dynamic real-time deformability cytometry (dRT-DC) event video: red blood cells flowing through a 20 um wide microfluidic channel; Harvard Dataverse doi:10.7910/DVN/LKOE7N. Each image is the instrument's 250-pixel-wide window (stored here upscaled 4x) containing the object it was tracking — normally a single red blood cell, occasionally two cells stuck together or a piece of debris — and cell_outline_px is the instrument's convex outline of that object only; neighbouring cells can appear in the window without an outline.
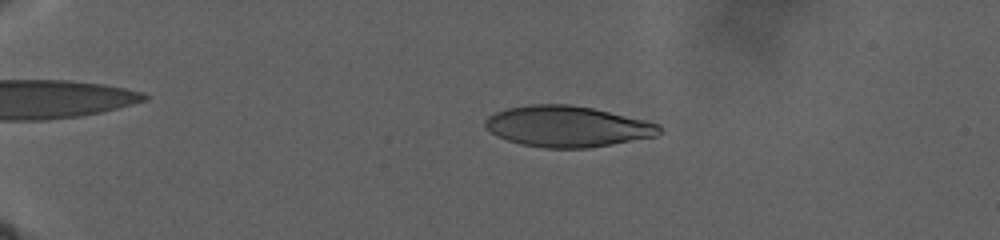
{"species": "human", "species_latin": "Homo sapiens", "temperature_condition": "warm", "stored_images_in_passage": 115, "camera_frame_rate_fps": 3000, "um_per_image_px": 0.085, "donor": {"sex": "male"}, "frame": {"image": 1, "passage_image": 34, "time_ms": 10.0, "image_size_px": [1000, 240], "cell_outline_px": [[660, 132], [656, 136], [612, 144], [588, 148], [544, 148], [520, 144], [496, 136], [484, 128], [484, 120], [488, 116], [496, 112], [508, 108], [528, 104], [572, 104], [592, 108], [648, 120], [660, 124]], "centroid_in_image_um": [48.2, 10.74], "position_along_channel_um": 36.8, "area_um2": 41.85}}
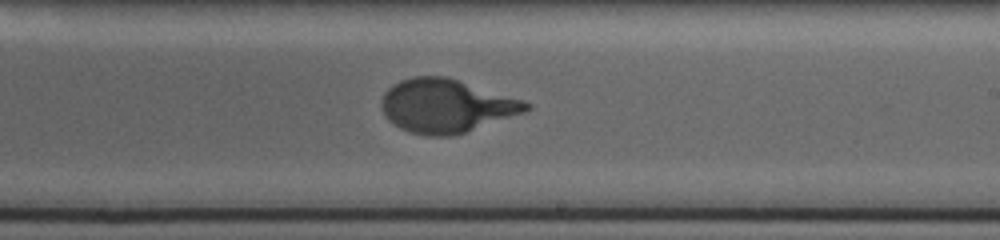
{"frame": {"image": 2, "passage_image": 77, "time_ms": 27.0, "image_size_px": [1000, 240], "cell_outline_px": [[532, 108], [524, 112], [452, 136], [428, 136], [412, 132], [400, 128], [388, 120], [380, 104], [384, 92], [392, 84], [400, 80], [412, 76], [448, 76], [524, 100], [532, 104]], "centroid_in_image_um": [37.92, 8.97], "position_along_channel_um": 251.1, "area_um2": 45.03}}
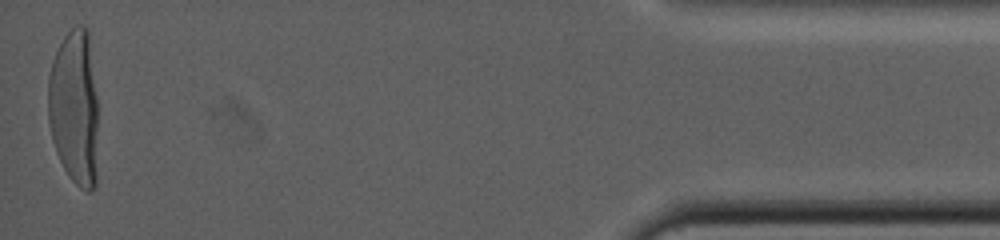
{"frame": {"image": 3, "passage_image": 115, "time_ms": 40.667, "image_size_px": [1000, 240], "cell_outline_px": [[96, 184], [92, 192], [88, 192], [80, 188], [68, 176], [56, 152], [52, 140], [48, 120], [48, 76], [52, 60], [64, 36], [76, 24], [80, 24], [88, 28], [96, 96]], "centroid_in_image_um": [6.3, 9.14], "position_along_channel_um": 428.9, "area_um2": 45.43}}